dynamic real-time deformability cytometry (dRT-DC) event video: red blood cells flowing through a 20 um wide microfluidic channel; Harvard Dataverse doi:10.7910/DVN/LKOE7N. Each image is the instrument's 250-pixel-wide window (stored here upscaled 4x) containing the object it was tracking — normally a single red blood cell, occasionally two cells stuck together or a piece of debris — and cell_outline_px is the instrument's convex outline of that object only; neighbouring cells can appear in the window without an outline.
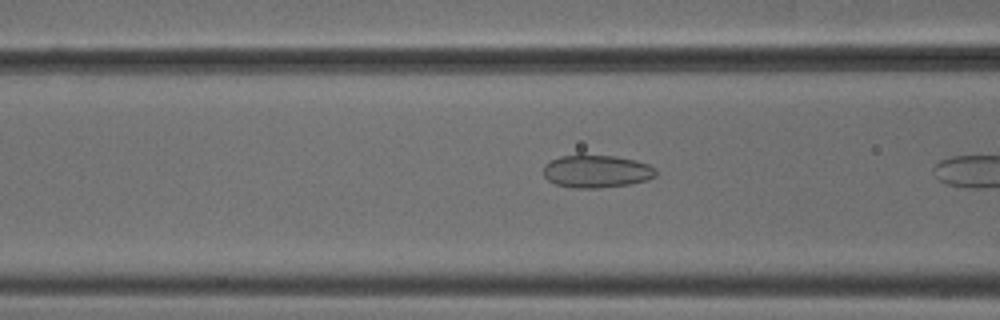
{"species": "common noctule bat (a hibernating species)", "species_latin": "Nyctalus noctula", "temperature_condition": "cold", "stored_images_in_passage": 4, "camera_frame_rate_fps": 3000, "um_per_image_px": 0.085, "animal": {"sex": "male", "body_mass_g": 18.8}, "frame": {"image": 1, "passage_image": 3, "time_ms": 0.667, "image_size_px": [1000, 320], "cell_outline_px": [[656, 176], [648, 180], [628, 184], [600, 188], [572, 188], [556, 184], [548, 180], [544, 176], [544, 164], [560, 156], [616, 156], [636, 160], [648, 164], [656, 168]], "centroid_in_image_um": [50.73, 14.58], "position_along_channel_um": 115.9, "area_um2": 21.33}}